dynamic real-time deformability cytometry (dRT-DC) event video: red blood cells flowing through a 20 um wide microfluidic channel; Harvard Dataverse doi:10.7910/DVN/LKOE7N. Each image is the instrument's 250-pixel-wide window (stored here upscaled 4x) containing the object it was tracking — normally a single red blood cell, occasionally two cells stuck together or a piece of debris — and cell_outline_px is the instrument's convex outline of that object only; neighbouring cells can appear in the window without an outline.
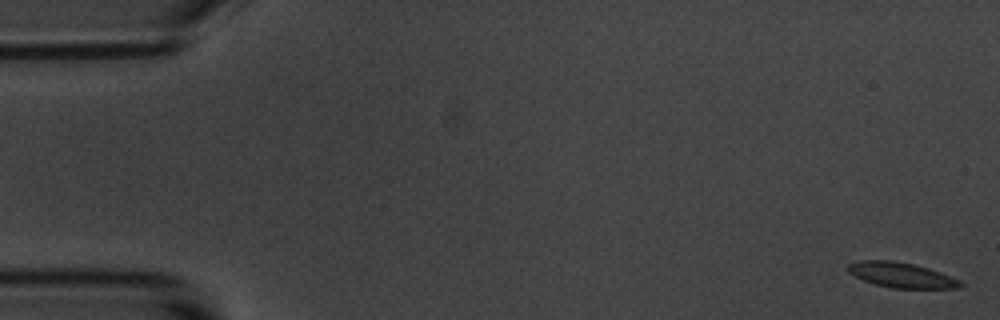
{"species": "common noctule bat (a hibernating species)", "species_latin": "Nyctalus noctula", "temperature_condition": "room temperature", "stored_images_in_passage": 7, "camera_frame_rate_fps": 3000, "um_per_image_px": 0.085, "animal": {"sex": "male", "body_mass_g": 20.1, "forearm_length_mm": 53.5}, "frame": {"image": 1, "passage_image": 1, "time_ms": 0.0, "image_size_px": [1000, 320], "cell_outline_px": [[964, 284], [960, 288], [892, 288], [876, 284], [864, 280], [848, 272], [848, 264], [860, 260], [892, 260], [912, 264], [928, 268], [940, 272], [960, 280]], "centroid_in_image_um": [76.63, 23.38], "position_along_channel_um": 8.4, "area_um2": 16.3}}
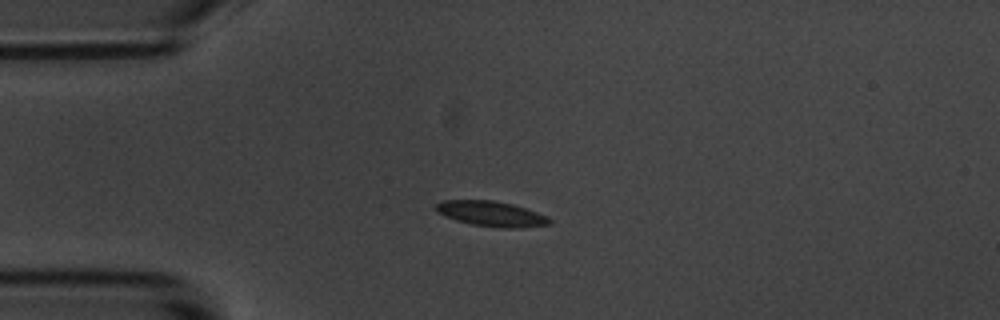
{"frame": {"image": 2, "passage_image": 4, "time_ms": 4.333, "image_size_px": [1000, 320], "cell_outline_px": [[552, 224], [520, 228], [500, 228], [472, 224], [456, 220], [444, 216], [436, 212], [432, 208], [436, 204], [444, 200], [492, 200], [512, 204], [548, 216], [552, 220]], "centroid_in_image_um": [41.74, 18.17], "position_along_channel_um": 43.3, "area_um2": 16.82}}
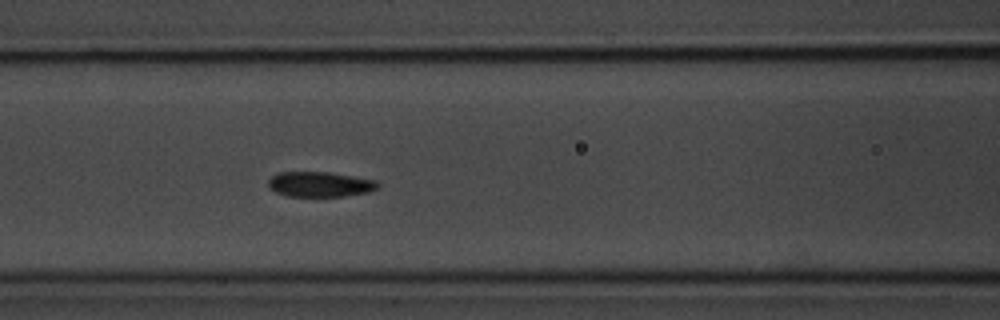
{"frame": {"image": 3, "passage_image": 7, "time_ms": 7.667, "image_size_px": [1000, 320], "cell_outline_px": [[380, 188], [368, 192], [344, 196], [288, 196], [276, 192], [268, 184], [268, 180], [276, 172], [328, 172], [376, 180], [380, 184]], "centroid_in_image_um": [27.22, 15.66], "position_along_channel_um": 139.4, "area_um2": 16.01}}